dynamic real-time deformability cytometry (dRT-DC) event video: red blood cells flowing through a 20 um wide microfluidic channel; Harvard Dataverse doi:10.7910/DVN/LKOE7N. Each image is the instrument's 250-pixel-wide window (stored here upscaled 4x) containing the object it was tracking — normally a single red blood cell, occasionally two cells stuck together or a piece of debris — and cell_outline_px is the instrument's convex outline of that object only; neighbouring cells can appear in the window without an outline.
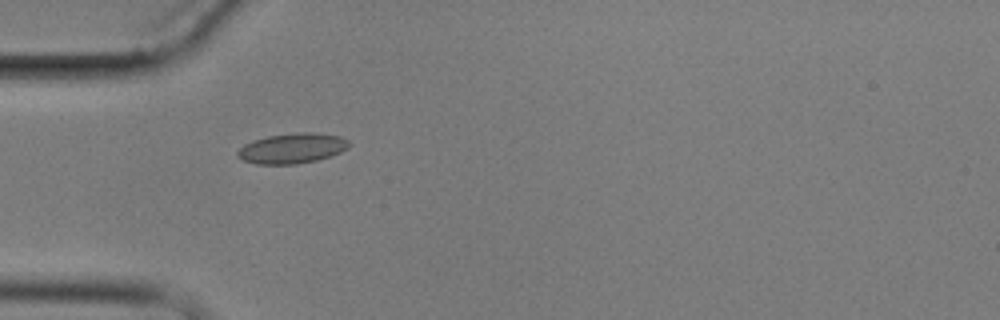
{"species": "common noctule bat (a hibernating species)", "species_latin": "Nyctalus noctula", "temperature_condition": "cold", "stored_images_in_passage": 6, "camera_frame_rate_fps": 3000, "um_per_image_px": 0.085, "animal": {"sex": "male", "body_mass_g": 17.9}, "frame": {"image": 1, "passage_image": 5, "time_ms": 4.667, "image_size_px": [1000, 320], "cell_outline_px": [[352, 144], [348, 148], [332, 156], [316, 160], [296, 164], [256, 164], [244, 160], [236, 156], [236, 152], [244, 144], [252, 140], [268, 136], [300, 132], [312, 132], [340, 136], [348, 140]], "centroid_in_image_um": [24.85, 12.6], "position_along_channel_um": 60.2, "area_um2": 19.71}}
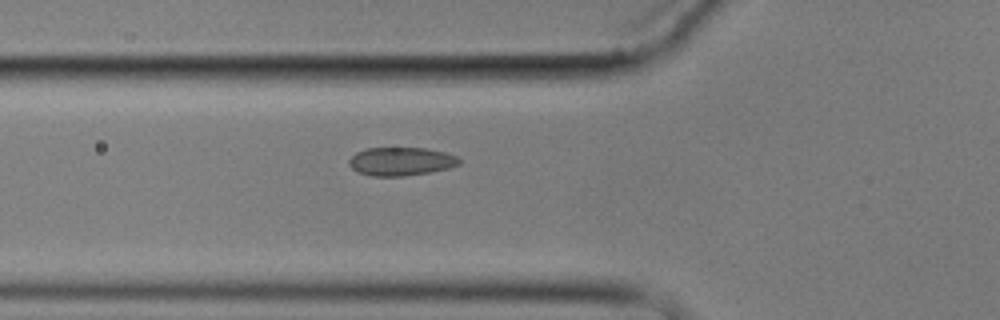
{"frame": {"image": 2, "passage_image": 6, "time_ms": 5.667, "image_size_px": [1000, 320], "cell_outline_px": [[460, 164], [448, 168], [428, 172], [404, 176], [372, 176], [356, 172], [348, 164], [348, 160], [356, 152], [364, 148], [424, 148], [444, 152], [456, 156], [460, 160]], "centroid_in_image_um": [34.03, 13.72], "position_along_channel_um": 91.8, "area_um2": 18.21}}